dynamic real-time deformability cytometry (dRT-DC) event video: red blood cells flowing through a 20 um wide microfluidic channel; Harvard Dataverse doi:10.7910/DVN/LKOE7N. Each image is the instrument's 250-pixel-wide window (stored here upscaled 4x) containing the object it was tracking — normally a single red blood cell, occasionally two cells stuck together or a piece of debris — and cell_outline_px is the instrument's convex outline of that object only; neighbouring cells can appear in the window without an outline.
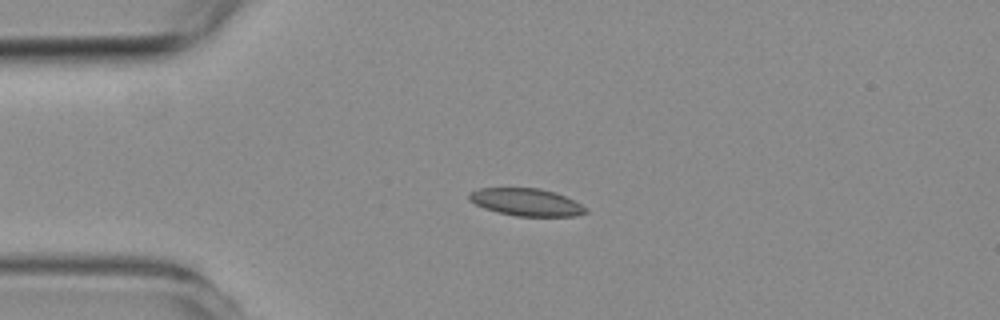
{"species": "common noctule bat (a hibernating species)", "species_latin": "Nyctalus noctula", "temperature_condition": "room temperature", "stored_images_in_passage": 2, "camera_frame_rate_fps": 3000, "um_per_image_px": 0.085, "animal": {"sex": "female", "body_mass_g": 19.3, "forearm_length_mm": 54.1}, "frame": {"image": 1, "passage_image": 1, "time_ms": 0.0, "image_size_px": [1000, 320], "cell_outline_px": [[588, 212], [576, 216], [516, 216], [484, 208], [468, 200], [468, 192], [480, 188], [540, 188], [556, 192], [588, 208]], "centroid_in_image_um": [44.73, 17.18], "position_along_channel_um": 40.3, "area_um2": 18.61}}